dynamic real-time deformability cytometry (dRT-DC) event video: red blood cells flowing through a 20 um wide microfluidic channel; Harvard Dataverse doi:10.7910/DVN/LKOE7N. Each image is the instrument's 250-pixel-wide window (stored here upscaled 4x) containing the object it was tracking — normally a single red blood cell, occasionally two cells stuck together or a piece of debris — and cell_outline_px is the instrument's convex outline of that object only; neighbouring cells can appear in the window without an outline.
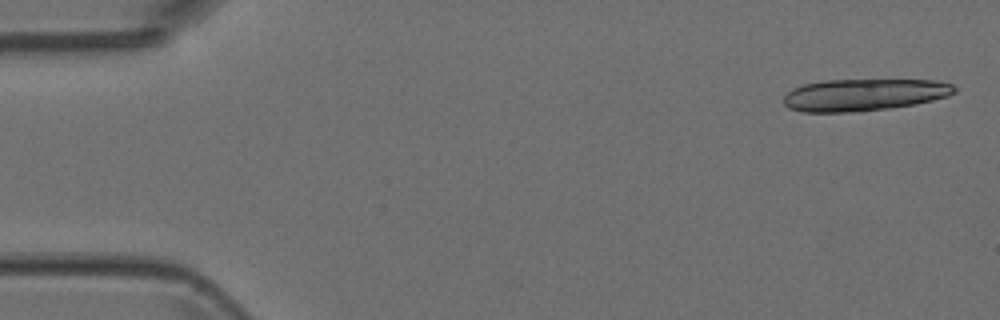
{"species": "Egyptian fruit bat (a non-hibernating species)", "species_latin": "Rousettus aegyptiacus", "temperature_condition": "room temperature", "stored_images_in_passage": 4, "camera_frame_rate_fps": 3000, "um_per_image_px": 0.085, "animal": {"sex": "female"}, "frame": {"image": 1, "passage_image": 1, "time_ms": 0.0, "image_size_px": [1000, 320], "cell_outline_px": [[956, 92], [948, 96], [932, 100], [912, 104], [888, 108], [860, 112], [804, 112], [788, 108], [784, 104], [784, 96], [792, 88], [804, 84], [824, 80], [936, 80], [952, 84], [956, 88]], "centroid_in_image_um": [73.42, 8.06], "position_along_channel_um": 11.6, "area_um2": 31.91}}